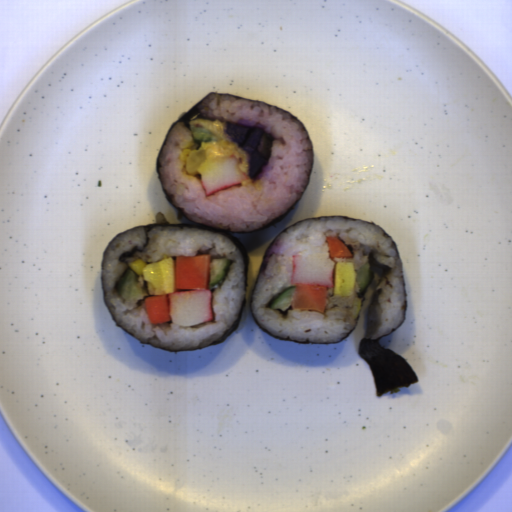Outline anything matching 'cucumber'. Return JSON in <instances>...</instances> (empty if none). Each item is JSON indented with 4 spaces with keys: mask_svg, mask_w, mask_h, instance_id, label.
Returning <instances> with one entry per match:
<instances>
[{
    "mask_svg": "<svg viewBox=\"0 0 512 512\" xmlns=\"http://www.w3.org/2000/svg\"><path fill=\"white\" fill-rule=\"evenodd\" d=\"M147 283L141 274L135 272L130 266L116 279L113 288L125 301L132 302L141 295L149 293Z\"/></svg>",
    "mask_w": 512,
    "mask_h": 512,
    "instance_id": "8b760119",
    "label": "cucumber"
},
{
    "mask_svg": "<svg viewBox=\"0 0 512 512\" xmlns=\"http://www.w3.org/2000/svg\"><path fill=\"white\" fill-rule=\"evenodd\" d=\"M230 259L228 258H211L209 268V281L208 288L211 290L218 287L223 282L226 276V267L229 265Z\"/></svg>",
    "mask_w": 512,
    "mask_h": 512,
    "instance_id": "586b57bf",
    "label": "cucumber"
},
{
    "mask_svg": "<svg viewBox=\"0 0 512 512\" xmlns=\"http://www.w3.org/2000/svg\"><path fill=\"white\" fill-rule=\"evenodd\" d=\"M295 289L296 286L294 285L282 290L270 303V309H277L283 312L287 310L292 305Z\"/></svg>",
    "mask_w": 512,
    "mask_h": 512,
    "instance_id": "888e309b",
    "label": "cucumber"
},
{
    "mask_svg": "<svg viewBox=\"0 0 512 512\" xmlns=\"http://www.w3.org/2000/svg\"><path fill=\"white\" fill-rule=\"evenodd\" d=\"M192 137L198 142H218L219 137L209 128L203 126H192Z\"/></svg>",
    "mask_w": 512,
    "mask_h": 512,
    "instance_id": "2a18db57",
    "label": "cucumber"
},
{
    "mask_svg": "<svg viewBox=\"0 0 512 512\" xmlns=\"http://www.w3.org/2000/svg\"><path fill=\"white\" fill-rule=\"evenodd\" d=\"M370 263L365 262L358 270L355 271V281L358 288L367 287L371 277L369 274Z\"/></svg>",
    "mask_w": 512,
    "mask_h": 512,
    "instance_id": "734fbe4a",
    "label": "cucumber"
}]
</instances>
